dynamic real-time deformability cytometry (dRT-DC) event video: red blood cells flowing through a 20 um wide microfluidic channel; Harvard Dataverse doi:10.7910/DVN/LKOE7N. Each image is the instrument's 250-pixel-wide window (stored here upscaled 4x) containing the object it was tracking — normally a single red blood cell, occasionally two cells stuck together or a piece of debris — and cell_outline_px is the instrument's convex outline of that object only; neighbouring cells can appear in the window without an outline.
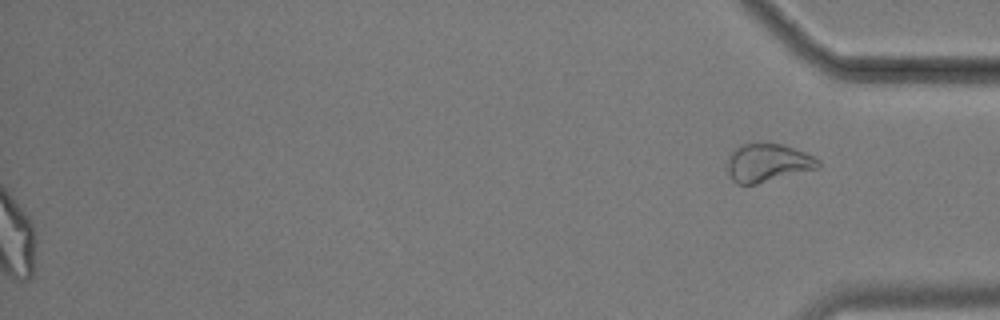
{"species": "common noctule bat (a hibernating species)", "species_latin": "Nyctalus noctula", "temperature_condition": "cold", "stored_images_in_passage": 58, "segment_of_instrument_passage": [2, 2], "camera_frame_rate_fps": 3000, "um_per_image_px": 0.085, "animal": {"sex": "male", "body_mass_g": 17.9}, "frame": {"image": 1, "passage_image": 58, "time_ms": 19.0, "image_size_px": [1000, 320], "cell_outline_px": [[820, 164], [816, 168], [756, 184], [736, 184], [732, 180], [728, 172], [728, 156], [732, 148], [740, 144], [768, 140], [784, 144], [804, 152], [820, 160]], "centroid_in_image_um": [65.19, 13.78], "position_along_channel_um": 370.0, "area_um2": 20.63}}